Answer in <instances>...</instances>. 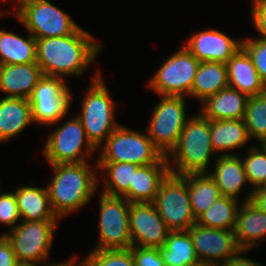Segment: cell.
Segmentation results:
<instances>
[{
  "label": "cell",
  "instance_id": "obj_1",
  "mask_svg": "<svg viewBox=\"0 0 266 266\" xmlns=\"http://www.w3.org/2000/svg\"><path fill=\"white\" fill-rule=\"evenodd\" d=\"M96 41L82 27L67 36L36 39V63L45 76L81 77L101 51Z\"/></svg>",
  "mask_w": 266,
  "mask_h": 266
},
{
  "label": "cell",
  "instance_id": "obj_2",
  "mask_svg": "<svg viewBox=\"0 0 266 266\" xmlns=\"http://www.w3.org/2000/svg\"><path fill=\"white\" fill-rule=\"evenodd\" d=\"M95 163L96 169L87 162L49 164L54 175L47 190L51 207L60 220L87 205L96 194L100 179L96 175L97 161Z\"/></svg>",
  "mask_w": 266,
  "mask_h": 266
},
{
  "label": "cell",
  "instance_id": "obj_3",
  "mask_svg": "<svg viewBox=\"0 0 266 266\" xmlns=\"http://www.w3.org/2000/svg\"><path fill=\"white\" fill-rule=\"evenodd\" d=\"M210 137V120L200 113L191 115L177 144L166 156L170 173L178 176L208 173L211 156L215 155Z\"/></svg>",
  "mask_w": 266,
  "mask_h": 266
},
{
  "label": "cell",
  "instance_id": "obj_4",
  "mask_svg": "<svg viewBox=\"0 0 266 266\" xmlns=\"http://www.w3.org/2000/svg\"><path fill=\"white\" fill-rule=\"evenodd\" d=\"M105 84L100 72H97L86 90L81 111L77 113L88 141L96 150L120 125L114 121L116 104Z\"/></svg>",
  "mask_w": 266,
  "mask_h": 266
},
{
  "label": "cell",
  "instance_id": "obj_5",
  "mask_svg": "<svg viewBox=\"0 0 266 266\" xmlns=\"http://www.w3.org/2000/svg\"><path fill=\"white\" fill-rule=\"evenodd\" d=\"M18 22L35 39L73 34L79 25L48 0H18L13 4Z\"/></svg>",
  "mask_w": 266,
  "mask_h": 266
},
{
  "label": "cell",
  "instance_id": "obj_6",
  "mask_svg": "<svg viewBox=\"0 0 266 266\" xmlns=\"http://www.w3.org/2000/svg\"><path fill=\"white\" fill-rule=\"evenodd\" d=\"M146 133L119 125L101 146L97 162H129L139 166L155 164L163 154Z\"/></svg>",
  "mask_w": 266,
  "mask_h": 266
},
{
  "label": "cell",
  "instance_id": "obj_7",
  "mask_svg": "<svg viewBox=\"0 0 266 266\" xmlns=\"http://www.w3.org/2000/svg\"><path fill=\"white\" fill-rule=\"evenodd\" d=\"M59 220L24 221L5 233L19 264L47 265ZM45 262V263H44Z\"/></svg>",
  "mask_w": 266,
  "mask_h": 266
},
{
  "label": "cell",
  "instance_id": "obj_8",
  "mask_svg": "<svg viewBox=\"0 0 266 266\" xmlns=\"http://www.w3.org/2000/svg\"><path fill=\"white\" fill-rule=\"evenodd\" d=\"M200 61L185 47L162 62L147 82V87L159 96L190 97Z\"/></svg>",
  "mask_w": 266,
  "mask_h": 266
},
{
  "label": "cell",
  "instance_id": "obj_9",
  "mask_svg": "<svg viewBox=\"0 0 266 266\" xmlns=\"http://www.w3.org/2000/svg\"><path fill=\"white\" fill-rule=\"evenodd\" d=\"M51 132L42 149L48 164L83 163L97 152L77 115Z\"/></svg>",
  "mask_w": 266,
  "mask_h": 266
},
{
  "label": "cell",
  "instance_id": "obj_10",
  "mask_svg": "<svg viewBox=\"0 0 266 266\" xmlns=\"http://www.w3.org/2000/svg\"><path fill=\"white\" fill-rule=\"evenodd\" d=\"M160 101L151 113L146 131L154 146L167 156L177 144L190 118L186 116L185 96H159Z\"/></svg>",
  "mask_w": 266,
  "mask_h": 266
},
{
  "label": "cell",
  "instance_id": "obj_11",
  "mask_svg": "<svg viewBox=\"0 0 266 266\" xmlns=\"http://www.w3.org/2000/svg\"><path fill=\"white\" fill-rule=\"evenodd\" d=\"M153 204L170 231H187L196 223L184 176L169 173L161 182Z\"/></svg>",
  "mask_w": 266,
  "mask_h": 266
},
{
  "label": "cell",
  "instance_id": "obj_12",
  "mask_svg": "<svg viewBox=\"0 0 266 266\" xmlns=\"http://www.w3.org/2000/svg\"><path fill=\"white\" fill-rule=\"evenodd\" d=\"M72 96L64 78L43 75L29 98L33 122L52 126L62 121L71 109Z\"/></svg>",
  "mask_w": 266,
  "mask_h": 266
},
{
  "label": "cell",
  "instance_id": "obj_13",
  "mask_svg": "<svg viewBox=\"0 0 266 266\" xmlns=\"http://www.w3.org/2000/svg\"><path fill=\"white\" fill-rule=\"evenodd\" d=\"M99 206V241L93 250L129 249L132 246L129 207L124 197L101 192Z\"/></svg>",
  "mask_w": 266,
  "mask_h": 266
},
{
  "label": "cell",
  "instance_id": "obj_14",
  "mask_svg": "<svg viewBox=\"0 0 266 266\" xmlns=\"http://www.w3.org/2000/svg\"><path fill=\"white\" fill-rule=\"evenodd\" d=\"M198 261L223 266L239 250L234 230H221L195 223L188 230Z\"/></svg>",
  "mask_w": 266,
  "mask_h": 266
},
{
  "label": "cell",
  "instance_id": "obj_15",
  "mask_svg": "<svg viewBox=\"0 0 266 266\" xmlns=\"http://www.w3.org/2000/svg\"><path fill=\"white\" fill-rule=\"evenodd\" d=\"M129 224L132 246L158 248L170 232L153 203H130Z\"/></svg>",
  "mask_w": 266,
  "mask_h": 266
},
{
  "label": "cell",
  "instance_id": "obj_16",
  "mask_svg": "<svg viewBox=\"0 0 266 266\" xmlns=\"http://www.w3.org/2000/svg\"><path fill=\"white\" fill-rule=\"evenodd\" d=\"M184 46L200 62L213 61L226 64L242 47V40L231 38L219 30L210 28L193 34Z\"/></svg>",
  "mask_w": 266,
  "mask_h": 266
},
{
  "label": "cell",
  "instance_id": "obj_17",
  "mask_svg": "<svg viewBox=\"0 0 266 266\" xmlns=\"http://www.w3.org/2000/svg\"><path fill=\"white\" fill-rule=\"evenodd\" d=\"M42 77L43 72L36 62L0 65V92L5 94L3 97L29 99Z\"/></svg>",
  "mask_w": 266,
  "mask_h": 266
},
{
  "label": "cell",
  "instance_id": "obj_18",
  "mask_svg": "<svg viewBox=\"0 0 266 266\" xmlns=\"http://www.w3.org/2000/svg\"><path fill=\"white\" fill-rule=\"evenodd\" d=\"M169 173L166 156L155 164L140 166L134 173L133 184L123 197L130 203H153L161 182Z\"/></svg>",
  "mask_w": 266,
  "mask_h": 266
},
{
  "label": "cell",
  "instance_id": "obj_19",
  "mask_svg": "<svg viewBox=\"0 0 266 266\" xmlns=\"http://www.w3.org/2000/svg\"><path fill=\"white\" fill-rule=\"evenodd\" d=\"M215 158L213 172L209 171L208 174L216 182L222 196L239 200L238 196L249 185L241 157L235 154Z\"/></svg>",
  "mask_w": 266,
  "mask_h": 266
},
{
  "label": "cell",
  "instance_id": "obj_20",
  "mask_svg": "<svg viewBox=\"0 0 266 266\" xmlns=\"http://www.w3.org/2000/svg\"><path fill=\"white\" fill-rule=\"evenodd\" d=\"M249 96L228 86L202 101L200 114L209 120L243 119Z\"/></svg>",
  "mask_w": 266,
  "mask_h": 266
},
{
  "label": "cell",
  "instance_id": "obj_21",
  "mask_svg": "<svg viewBox=\"0 0 266 266\" xmlns=\"http://www.w3.org/2000/svg\"><path fill=\"white\" fill-rule=\"evenodd\" d=\"M229 86L245 93L255 96L266 92V86L258 75L252 59L243 47L226 63Z\"/></svg>",
  "mask_w": 266,
  "mask_h": 266
},
{
  "label": "cell",
  "instance_id": "obj_22",
  "mask_svg": "<svg viewBox=\"0 0 266 266\" xmlns=\"http://www.w3.org/2000/svg\"><path fill=\"white\" fill-rule=\"evenodd\" d=\"M234 233L240 249H254L266 236V213L250 201L240 203Z\"/></svg>",
  "mask_w": 266,
  "mask_h": 266
},
{
  "label": "cell",
  "instance_id": "obj_23",
  "mask_svg": "<svg viewBox=\"0 0 266 266\" xmlns=\"http://www.w3.org/2000/svg\"><path fill=\"white\" fill-rule=\"evenodd\" d=\"M32 119L29 99L3 97L0 99V143L8 142L21 134Z\"/></svg>",
  "mask_w": 266,
  "mask_h": 266
},
{
  "label": "cell",
  "instance_id": "obj_24",
  "mask_svg": "<svg viewBox=\"0 0 266 266\" xmlns=\"http://www.w3.org/2000/svg\"><path fill=\"white\" fill-rule=\"evenodd\" d=\"M210 133L212 148L215 154L220 152L219 156L235 155L232 150L251 140L243 119L210 120Z\"/></svg>",
  "mask_w": 266,
  "mask_h": 266
},
{
  "label": "cell",
  "instance_id": "obj_25",
  "mask_svg": "<svg viewBox=\"0 0 266 266\" xmlns=\"http://www.w3.org/2000/svg\"><path fill=\"white\" fill-rule=\"evenodd\" d=\"M14 192L22 220H60L51 207L47 188L22 185Z\"/></svg>",
  "mask_w": 266,
  "mask_h": 266
},
{
  "label": "cell",
  "instance_id": "obj_26",
  "mask_svg": "<svg viewBox=\"0 0 266 266\" xmlns=\"http://www.w3.org/2000/svg\"><path fill=\"white\" fill-rule=\"evenodd\" d=\"M228 86L229 80L225 63L200 62L190 97L202 102Z\"/></svg>",
  "mask_w": 266,
  "mask_h": 266
},
{
  "label": "cell",
  "instance_id": "obj_27",
  "mask_svg": "<svg viewBox=\"0 0 266 266\" xmlns=\"http://www.w3.org/2000/svg\"><path fill=\"white\" fill-rule=\"evenodd\" d=\"M33 62H36V39L29 32L23 38L6 29H0V65Z\"/></svg>",
  "mask_w": 266,
  "mask_h": 266
},
{
  "label": "cell",
  "instance_id": "obj_28",
  "mask_svg": "<svg viewBox=\"0 0 266 266\" xmlns=\"http://www.w3.org/2000/svg\"><path fill=\"white\" fill-rule=\"evenodd\" d=\"M98 171L103 172L102 193L123 197L133 184L134 173L140 167L129 162H97ZM105 173V174H104Z\"/></svg>",
  "mask_w": 266,
  "mask_h": 266
},
{
  "label": "cell",
  "instance_id": "obj_29",
  "mask_svg": "<svg viewBox=\"0 0 266 266\" xmlns=\"http://www.w3.org/2000/svg\"><path fill=\"white\" fill-rule=\"evenodd\" d=\"M165 266H189L198 261L189 231H170L164 245L158 247Z\"/></svg>",
  "mask_w": 266,
  "mask_h": 266
},
{
  "label": "cell",
  "instance_id": "obj_30",
  "mask_svg": "<svg viewBox=\"0 0 266 266\" xmlns=\"http://www.w3.org/2000/svg\"><path fill=\"white\" fill-rule=\"evenodd\" d=\"M184 177L188 181L192 212L197 219L222 196V193L208 173L186 174Z\"/></svg>",
  "mask_w": 266,
  "mask_h": 266
},
{
  "label": "cell",
  "instance_id": "obj_31",
  "mask_svg": "<svg viewBox=\"0 0 266 266\" xmlns=\"http://www.w3.org/2000/svg\"><path fill=\"white\" fill-rule=\"evenodd\" d=\"M240 203L236 199L221 196L196 219V223L214 229L234 230Z\"/></svg>",
  "mask_w": 266,
  "mask_h": 266
},
{
  "label": "cell",
  "instance_id": "obj_32",
  "mask_svg": "<svg viewBox=\"0 0 266 266\" xmlns=\"http://www.w3.org/2000/svg\"><path fill=\"white\" fill-rule=\"evenodd\" d=\"M243 120L251 139L266 137V92L249 96Z\"/></svg>",
  "mask_w": 266,
  "mask_h": 266
},
{
  "label": "cell",
  "instance_id": "obj_33",
  "mask_svg": "<svg viewBox=\"0 0 266 266\" xmlns=\"http://www.w3.org/2000/svg\"><path fill=\"white\" fill-rule=\"evenodd\" d=\"M259 147L248 146L246 157L241 158L249 185L252 187L248 194L245 193L246 197L244 196L242 202L249 201L253 188H258L266 178V152Z\"/></svg>",
  "mask_w": 266,
  "mask_h": 266
},
{
  "label": "cell",
  "instance_id": "obj_34",
  "mask_svg": "<svg viewBox=\"0 0 266 266\" xmlns=\"http://www.w3.org/2000/svg\"><path fill=\"white\" fill-rule=\"evenodd\" d=\"M81 262L85 266H135L130 248L91 250Z\"/></svg>",
  "mask_w": 266,
  "mask_h": 266
},
{
  "label": "cell",
  "instance_id": "obj_35",
  "mask_svg": "<svg viewBox=\"0 0 266 266\" xmlns=\"http://www.w3.org/2000/svg\"><path fill=\"white\" fill-rule=\"evenodd\" d=\"M242 47L249 54L258 75L266 86V39H241Z\"/></svg>",
  "mask_w": 266,
  "mask_h": 266
},
{
  "label": "cell",
  "instance_id": "obj_36",
  "mask_svg": "<svg viewBox=\"0 0 266 266\" xmlns=\"http://www.w3.org/2000/svg\"><path fill=\"white\" fill-rule=\"evenodd\" d=\"M21 220L15 192H0V224L13 229Z\"/></svg>",
  "mask_w": 266,
  "mask_h": 266
},
{
  "label": "cell",
  "instance_id": "obj_37",
  "mask_svg": "<svg viewBox=\"0 0 266 266\" xmlns=\"http://www.w3.org/2000/svg\"><path fill=\"white\" fill-rule=\"evenodd\" d=\"M135 266H165L159 248L153 247H130Z\"/></svg>",
  "mask_w": 266,
  "mask_h": 266
},
{
  "label": "cell",
  "instance_id": "obj_38",
  "mask_svg": "<svg viewBox=\"0 0 266 266\" xmlns=\"http://www.w3.org/2000/svg\"><path fill=\"white\" fill-rule=\"evenodd\" d=\"M251 18L261 39H266V0H252Z\"/></svg>",
  "mask_w": 266,
  "mask_h": 266
},
{
  "label": "cell",
  "instance_id": "obj_39",
  "mask_svg": "<svg viewBox=\"0 0 266 266\" xmlns=\"http://www.w3.org/2000/svg\"><path fill=\"white\" fill-rule=\"evenodd\" d=\"M13 246L4 234H0V266H18Z\"/></svg>",
  "mask_w": 266,
  "mask_h": 266
},
{
  "label": "cell",
  "instance_id": "obj_40",
  "mask_svg": "<svg viewBox=\"0 0 266 266\" xmlns=\"http://www.w3.org/2000/svg\"><path fill=\"white\" fill-rule=\"evenodd\" d=\"M249 250L240 249L227 263L223 266H263L260 262H257L250 259L248 256H244V253L247 254ZM243 254V255H242Z\"/></svg>",
  "mask_w": 266,
  "mask_h": 266
},
{
  "label": "cell",
  "instance_id": "obj_41",
  "mask_svg": "<svg viewBox=\"0 0 266 266\" xmlns=\"http://www.w3.org/2000/svg\"><path fill=\"white\" fill-rule=\"evenodd\" d=\"M249 201L255 207L266 213V188L253 189Z\"/></svg>",
  "mask_w": 266,
  "mask_h": 266
},
{
  "label": "cell",
  "instance_id": "obj_42",
  "mask_svg": "<svg viewBox=\"0 0 266 266\" xmlns=\"http://www.w3.org/2000/svg\"><path fill=\"white\" fill-rule=\"evenodd\" d=\"M77 256H73L71 259H67L63 262H57V263H48L47 265H42V266H75L77 263ZM41 266V265H39Z\"/></svg>",
  "mask_w": 266,
  "mask_h": 266
},
{
  "label": "cell",
  "instance_id": "obj_43",
  "mask_svg": "<svg viewBox=\"0 0 266 266\" xmlns=\"http://www.w3.org/2000/svg\"><path fill=\"white\" fill-rule=\"evenodd\" d=\"M189 266H213V265L208 264V263H206V262L197 261L196 263L191 264V265H189Z\"/></svg>",
  "mask_w": 266,
  "mask_h": 266
},
{
  "label": "cell",
  "instance_id": "obj_44",
  "mask_svg": "<svg viewBox=\"0 0 266 266\" xmlns=\"http://www.w3.org/2000/svg\"><path fill=\"white\" fill-rule=\"evenodd\" d=\"M259 146L266 152V137L259 142Z\"/></svg>",
  "mask_w": 266,
  "mask_h": 266
},
{
  "label": "cell",
  "instance_id": "obj_45",
  "mask_svg": "<svg viewBox=\"0 0 266 266\" xmlns=\"http://www.w3.org/2000/svg\"><path fill=\"white\" fill-rule=\"evenodd\" d=\"M258 188H266V178H265L264 182Z\"/></svg>",
  "mask_w": 266,
  "mask_h": 266
},
{
  "label": "cell",
  "instance_id": "obj_46",
  "mask_svg": "<svg viewBox=\"0 0 266 266\" xmlns=\"http://www.w3.org/2000/svg\"><path fill=\"white\" fill-rule=\"evenodd\" d=\"M18 266H35V265H31V264H18Z\"/></svg>",
  "mask_w": 266,
  "mask_h": 266
},
{
  "label": "cell",
  "instance_id": "obj_47",
  "mask_svg": "<svg viewBox=\"0 0 266 266\" xmlns=\"http://www.w3.org/2000/svg\"><path fill=\"white\" fill-rule=\"evenodd\" d=\"M0 1H2V2H6V1H8V0H0ZM18 0H12V2H14V4L17 2Z\"/></svg>",
  "mask_w": 266,
  "mask_h": 266
},
{
  "label": "cell",
  "instance_id": "obj_48",
  "mask_svg": "<svg viewBox=\"0 0 266 266\" xmlns=\"http://www.w3.org/2000/svg\"><path fill=\"white\" fill-rule=\"evenodd\" d=\"M75 266H85L81 261L79 264H76Z\"/></svg>",
  "mask_w": 266,
  "mask_h": 266
}]
</instances>
